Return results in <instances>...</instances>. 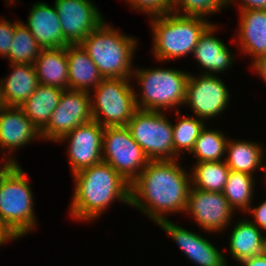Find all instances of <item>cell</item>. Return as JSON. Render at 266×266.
Returning a JSON list of instances; mask_svg holds the SVG:
<instances>
[{
  "mask_svg": "<svg viewBox=\"0 0 266 266\" xmlns=\"http://www.w3.org/2000/svg\"><path fill=\"white\" fill-rule=\"evenodd\" d=\"M191 171V186L210 192H223L230 172L224 161L196 162Z\"/></svg>",
  "mask_w": 266,
  "mask_h": 266,
  "instance_id": "26",
  "label": "cell"
},
{
  "mask_svg": "<svg viewBox=\"0 0 266 266\" xmlns=\"http://www.w3.org/2000/svg\"><path fill=\"white\" fill-rule=\"evenodd\" d=\"M133 9L142 11L153 16L165 15L172 12L173 2L171 0H126Z\"/></svg>",
  "mask_w": 266,
  "mask_h": 266,
  "instance_id": "32",
  "label": "cell"
},
{
  "mask_svg": "<svg viewBox=\"0 0 266 266\" xmlns=\"http://www.w3.org/2000/svg\"><path fill=\"white\" fill-rule=\"evenodd\" d=\"M262 170H263L264 173H265V180H266V164H265V165H262Z\"/></svg>",
  "mask_w": 266,
  "mask_h": 266,
  "instance_id": "41",
  "label": "cell"
},
{
  "mask_svg": "<svg viewBox=\"0 0 266 266\" xmlns=\"http://www.w3.org/2000/svg\"><path fill=\"white\" fill-rule=\"evenodd\" d=\"M34 67L39 84L69 89L66 47L42 49L34 62Z\"/></svg>",
  "mask_w": 266,
  "mask_h": 266,
  "instance_id": "22",
  "label": "cell"
},
{
  "mask_svg": "<svg viewBox=\"0 0 266 266\" xmlns=\"http://www.w3.org/2000/svg\"><path fill=\"white\" fill-rule=\"evenodd\" d=\"M254 70L264 79L266 82V54L261 55L259 58L252 62Z\"/></svg>",
  "mask_w": 266,
  "mask_h": 266,
  "instance_id": "36",
  "label": "cell"
},
{
  "mask_svg": "<svg viewBox=\"0 0 266 266\" xmlns=\"http://www.w3.org/2000/svg\"><path fill=\"white\" fill-rule=\"evenodd\" d=\"M205 121L198 117H182L173 125V160L177 159L183 150L188 153L194 148ZM182 150V151H181Z\"/></svg>",
  "mask_w": 266,
  "mask_h": 266,
  "instance_id": "30",
  "label": "cell"
},
{
  "mask_svg": "<svg viewBox=\"0 0 266 266\" xmlns=\"http://www.w3.org/2000/svg\"><path fill=\"white\" fill-rule=\"evenodd\" d=\"M177 160H150L130 186V206L145 213L156 224L165 214L185 212L191 175ZM164 215V216H163Z\"/></svg>",
  "mask_w": 266,
  "mask_h": 266,
  "instance_id": "1",
  "label": "cell"
},
{
  "mask_svg": "<svg viewBox=\"0 0 266 266\" xmlns=\"http://www.w3.org/2000/svg\"><path fill=\"white\" fill-rule=\"evenodd\" d=\"M74 196L70 215L79 220H96L114 200L130 205V186L109 164L100 162L73 174Z\"/></svg>",
  "mask_w": 266,
  "mask_h": 266,
  "instance_id": "2",
  "label": "cell"
},
{
  "mask_svg": "<svg viewBox=\"0 0 266 266\" xmlns=\"http://www.w3.org/2000/svg\"><path fill=\"white\" fill-rule=\"evenodd\" d=\"M62 92L63 89L59 87L40 84L28 100L21 105L20 108L39 132L48 124Z\"/></svg>",
  "mask_w": 266,
  "mask_h": 266,
  "instance_id": "24",
  "label": "cell"
},
{
  "mask_svg": "<svg viewBox=\"0 0 266 266\" xmlns=\"http://www.w3.org/2000/svg\"><path fill=\"white\" fill-rule=\"evenodd\" d=\"M243 266H266V256L264 254L253 256L240 262Z\"/></svg>",
  "mask_w": 266,
  "mask_h": 266,
  "instance_id": "38",
  "label": "cell"
},
{
  "mask_svg": "<svg viewBox=\"0 0 266 266\" xmlns=\"http://www.w3.org/2000/svg\"><path fill=\"white\" fill-rule=\"evenodd\" d=\"M5 107L3 100H2V95L0 93V111Z\"/></svg>",
  "mask_w": 266,
  "mask_h": 266,
  "instance_id": "40",
  "label": "cell"
},
{
  "mask_svg": "<svg viewBox=\"0 0 266 266\" xmlns=\"http://www.w3.org/2000/svg\"><path fill=\"white\" fill-rule=\"evenodd\" d=\"M27 24L32 35L42 49L65 48L66 43L60 25L59 16L54 6L44 2L32 5Z\"/></svg>",
  "mask_w": 266,
  "mask_h": 266,
  "instance_id": "16",
  "label": "cell"
},
{
  "mask_svg": "<svg viewBox=\"0 0 266 266\" xmlns=\"http://www.w3.org/2000/svg\"><path fill=\"white\" fill-rule=\"evenodd\" d=\"M102 161L131 184L149 163L140 145L126 126L104 127Z\"/></svg>",
  "mask_w": 266,
  "mask_h": 266,
  "instance_id": "9",
  "label": "cell"
},
{
  "mask_svg": "<svg viewBox=\"0 0 266 266\" xmlns=\"http://www.w3.org/2000/svg\"><path fill=\"white\" fill-rule=\"evenodd\" d=\"M261 147L256 142L229 139L226 145L228 156L225 158L228 168L253 175L257 169L262 168L264 153Z\"/></svg>",
  "mask_w": 266,
  "mask_h": 266,
  "instance_id": "25",
  "label": "cell"
},
{
  "mask_svg": "<svg viewBox=\"0 0 266 266\" xmlns=\"http://www.w3.org/2000/svg\"><path fill=\"white\" fill-rule=\"evenodd\" d=\"M33 194L19 164H12L0 177V222L18 238L36 228Z\"/></svg>",
  "mask_w": 266,
  "mask_h": 266,
  "instance_id": "5",
  "label": "cell"
},
{
  "mask_svg": "<svg viewBox=\"0 0 266 266\" xmlns=\"http://www.w3.org/2000/svg\"><path fill=\"white\" fill-rule=\"evenodd\" d=\"M35 138H41L40 132L20 107L5 106L0 111V146L3 153L6 154L5 148L16 150Z\"/></svg>",
  "mask_w": 266,
  "mask_h": 266,
  "instance_id": "17",
  "label": "cell"
},
{
  "mask_svg": "<svg viewBox=\"0 0 266 266\" xmlns=\"http://www.w3.org/2000/svg\"><path fill=\"white\" fill-rule=\"evenodd\" d=\"M189 74L184 104L190 106L198 118L209 120L221 114L229 105L230 94L215 74Z\"/></svg>",
  "mask_w": 266,
  "mask_h": 266,
  "instance_id": "11",
  "label": "cell"
},
{
  "mask_svg": "<svg viewBox=\"0 0 266 266\" xmlns=\"http://www.w3.org/2000/svg\"><path fill=\"white\" fill-rule=\"evenodd\" d=\"M253 213L255 221L251 222L255 224L259 229L266 230V200L257 207H250L247 212Z\"/></svg>",
  "mask_w": 266,
  "mask_h": 266,
  "instance_id": "34",
  "label": "cell"
},
{
  "mask_svg": "<svg viewBox=\"0 0 266 266\" xmlns=\"http://www.w3.org/2000/svg\"><path fill=\"white\" fill-rule=\"evenodd\" d=\"M231 232L229 251L238 262L263 254L266 235L249 220H239Z\"/></svg>",
  "mask_w": 266,
  "mask_h": 266,
  "instance_id": "23",
  "label": "cell"
},
{
  "mask_svg": "<svg viewBox=\"0 0 266 266\" xmlns=\"http://www.w3.org/2000/svg\"><path fill=\"white\" fill-rule=\"evenodd\" d=\"M5 156L6 158H2V160H4L6 163L4 162V164L0 167V177L10 168L12 164H19L17 163V160H14V158L12 159V157H7L8 155Z\"/></svg>",
  "mask_w": 266,
  "mask_h": 266,
  "instance_id": "39",
  "label": "cell"
},
{
  "mask_svg": "<svg viewBox=\"0 0 266 266\" xmlns=\"http://www.w3.org/2000/svg\"><path fill=\"white\" fill-rule=\"evenodd\" d=\"M227 141L224 133L217 130H207L205 126L201 130L191 154L197 158L196 162L223 161Z\"/></svg>",
  "mask_w": 266,
  "mask_h": 266,
  "instance_id": "29",
  "label": "cell"
},
{
  "mask_svg": "<svg viewBox=\"0 0 266 266\" xmlns=\"http://www.w3.org/2000/svg\"><path fill=\"white\" fill-rule=\"evenodd\" d=\"M136 43L103 21L80 44L103 78L131 79Z\"/></svg>",
  "mask_w": 266,
  "mask_h": 266,
  "instance_id": "3",
  "label": "cell"
},
{
  "mask_svg": "<svg viewBox=\"0 0 266 266\" xmlns=\"http://www.w3.org/2000/svg\"><path fill=\"white\" fill-rule=\"evenodd\" d=\"M13 72L0 79V93L7 107H21L40 85L34 64L12 63Z\"/></svg>",
  "mask_w": 266,
  "mask_h": 266,
  "instance_id": "18",
  "label": "cell"
},
{
  "mask_svg": "<svg viewBox=\"0 0 266 266\" xmlns=\"http://www.w3.org/2000/svg\"><path fill=\"white\" fill-rule=\"evenodd\" d=\"M263 254L266 256V240H265V243H264V250H263Z\"/></svg>",
  "mask_w": 266,
  "mask_h": 266,
  "instance_id": "42",
  "label": "cell"
},
{
  "mask_svg": "<svg viewBox=\"0 0 266 266\" xmlns=\"http://www.w3.org/2000/svg\"><path fill=\"white\" fill-rule=\"evenodd\" d=\"M41 50L37 40L24 23L16 21L12 45L6 57L10 64H34Z\"/></svg>",
  "mask_w": 266,
  "mask_h": 266,
  "instance_id": "28",
  "label": "cell"
},
{
  "mask_svg": "<svg viewBox=\"0 0 266 266\" xmlns=\"http://www.w3.org/2000/svg\"><path fill=\"white\" fill-rule=\"evenodd\" d=\"M18 237L5 225L0 222V245H4V243L15 240Z\"/></svg>",
  "mask_w": 266,
  "mask_h": 266,
  "instance_id": "37",
  "label": "cell"
},
{
  "mask_svg": "<svg viewBox=\"0 0 266 266\" xmlns=\"http://www.w3.org/2000/svg\"><path fill=\"white\" fill-rule=\"evenodd\" d=\"M129 82L130 79L126 78L102 79L93 90L94 98L91 96L93 121L102 127L127 126L138 110L135 92Z\"/></svg>",
  "mask_w": 266,
  "mask_h": 266,
  "instance_id": "7",
  "label": "cell"
},
{
  "mask_svg": "<svg viewBox=\"0 0 266 266\" xmlns=\"http://www.w3.org/2000/svg\"><path fill=\"white\" fill-rule=\"evenodd\" d=\"M162 112L138 109L126 126L149 160H173V125Z\"/></svg>",
  "mask_w": 266,
  "mask_h": 266,
  "instance_id": "8",
  "label": "cell"
},
{
  "mask_svg": "<svg viewBox=\"0 0 266 266\" xmlns=\"http://www.w3.org/2000/svg\"><path fill=\"white\" fill-rule=\"evenodd\" d=\"M179 246L184 254L199 266H226V257L204 236L175 225L168 219L157 223Z\"/></svg>",
  "mask_w": 266,
  "mask_h": 266,
  "instance_id": "15",
  "label": "cell"
},
{
  "mask_svg": "<svg viewBox=\"0 0 266 266\" xmlns=\"http://www.w3.org/2000/svg\"><path fill=\"white\" fill-rule=\"evenodd\" d=\"M217 26L211 24L199 37L198 44L194 48L193 55L205 68V74L220 73L232 65L233 57L228 47L215 37Z\"/></svg>",
  "mask_w": 266,
  "mask_h": 266,
  "instance_id": "20",
  "label": "cell"
},
{
  "mask_svg": "<svg viewBox=\"0 0 266 266\" xmlns=\"http://www.w3.org/2000/svg\"><path fill=\"white\" fill-rule=\"evenodd\" d=\"M253 175L230 170L223 195L234 210H247L251 207L254 189Z\"/></svg>",
  "mask_w": 266,
  "mask_h": 266,
  "instance_id": "27",
  "label": "cell"
},
{
  "mask_svg": "<svg viewBox=\"0 0 266 266\" xmlns=\"http://www.w3.org/2000/svg\"><path fill=\"white\" fill-rule=\"evenodd\" d=\"M234 211L222 192L190 187L185 213L192 215L205 232L224 230L231 222Z\"/></svg>",
  "mask_w": 266,
  "mask_h": 266,
  "instance_id": "13",
  "label": "cell"
},
{
  "mask_svg": "<svg viewBox=\"0 0 266 266\" xmlns=\"http://www.w3.org/2000/svg\"><path fill=\"white\" fill-rule=\"evenodd\" d=\"M16 27L15 23L7 21L6 19L0 20V56L7 57L12 45Z\"/></svg>",
  "mask_w": 266,
  "mask_h": 266,
  "instance_id": "33",
  "label": "cell"
},
{
  "mask_svg": "<svg viewBox=\"0 0 266 266\" xmlns=\"http://www.w3.org/2000/svg\"><path fill=\"white\" fill-rule=\"evenodd\" d=\"M66 55L69 89L91 93L89 92L90 87L92 86L95 89L103 79L97 66L81 44H68Z\"/></svg>",
  "mask_w": 266,
  "mask_h": 266,
  "instance_id": "21",
  "label": "cell"
},
{
  "mask_svg": "<svg viewBox=\"0 0 266 266\" xmlns=\"http://www.w3.org/2000/svg\"><path fill=\"white\" fill-rule=\"evenodd\" d=\"M153 54L165 61L193 53L199 37L211 25L204 17L169 12L151 17Z\"/></svg>",
  "mask_w": 266,
  "mask_h": 266,
  "instance_id": "4",
  "label": "cell"
},
{
  "mask_svg": "<svg viewBox=\"0 0 266 266\" xmlns=\"http://www.w3.org/2000/svg\"><path fill=\"white\" fill-rule=\"evenodd\" d=\"M240 11L237 41L241 50L254 60L266 54V10L246 9Z\"/></svg>",
  "mask_w": 266,
  "mask_h": 266,
  "instance_id": "19",
  "label": "cell"
},
{
  "mask_svg": "<svg viewBox=\"0 0 266 266\" xmlns=\"http://www.w3.org/2000/svg\"><path fill=\"white\" fill-rule=\"evenodd\" d=\"M243 4L239 5L240 10L246 9H260L266 10V0H241ZM233 4V0H227V4Z\"/></svg>",
  "mask_w": 266,
  "mask_h": 266,
  "instance_id": "35",
  "label": "cell"
},
{
  "mask_svg": "<svg viewBox=\"0 0 266 266\" xmlns=\"http://www.w3.org/2000/svg\"><path fill=\"white\" fill-rule=\"evenodd\" d=\"M223 6H228L227 0H175L172 12L206 18L207 15L217 12Z\"/></svg>",
  "mask_w": 266,
  "mask_h": 266,
  "instance_id": "31",
  "label": "cell"
},
{
  "mask_svg": "<svg viewBox=\"0 0 266 266\" xmlns=\"http://www.w3.org/2000/svg\"><path fill=\"white\" fill-rule=\"evenodd\" d=\"M103 130L98 122L76 127L57 142L69 141L68 158L72 174L102 162ZM70 139V140H69Z\"/></svg>",
  "mask_w": 266,
  "mask_h": 266,
  "instance_id": "14",
  "label": "cell"
},
{
  "mask_svg": "<svg viewBox=\"0 0 266 266\" xmlns=\"http://www.w3.org/2000/svg\"><path fill=\"white\" fill-rule=\"evenodd\" d=\"M54 7L67 44H80L104 21L91 0H55Z\"/></svg>",
  "mask_w": 266,
  "mask_h": 266,
  "instance_id": "12",
  "label": "cell"
},
{
  "mask_svg": "<svg viewBox=\"0 0 266 266\" xmlns=\"http://www.w3.org/2000/svg\"><path fill=\"white\" fill-rule=\"evenodd\" d=\"M91 121V94L85 91L63 90L48 124L40 131V137L57 142L76 127Z\"/></svg>",
  "mask_w": 266,
  "mask_h": 266,
  "instance_id": "10",
  "label": "cell"
},
{
  "mask_svg": "<svg viewBox=\"0 0 266 266\" xmlns=\"http://www.w3.org/2000/svg\"><path fill=\"white\" fill-rule=\"evenodd\" d=\"M189 74L172 68L135 69L132 75L142 90L140 101L135 92L137 108L161 112L184 105Z\"/></svg>",
  "mask_w": 266,
  "mask_h": 266,
  "instance_id": "6",
  "label": "cell"
}]
</instances>
